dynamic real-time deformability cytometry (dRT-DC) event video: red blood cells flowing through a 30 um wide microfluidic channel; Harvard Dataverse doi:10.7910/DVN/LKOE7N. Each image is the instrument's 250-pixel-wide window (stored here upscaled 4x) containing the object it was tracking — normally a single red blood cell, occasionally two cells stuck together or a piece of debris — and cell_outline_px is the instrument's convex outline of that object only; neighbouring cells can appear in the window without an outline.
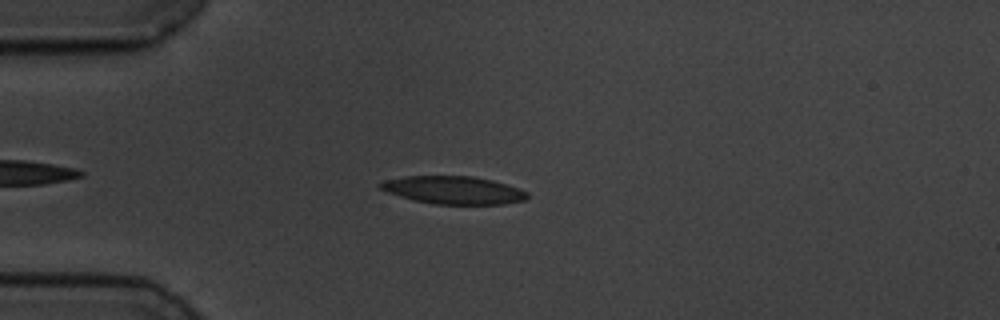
{"species": "common noctule bat (a hibernating species)", "species_latin": "Nyctalus noctula", "temperature_condition": "cold", "stored_images_in_passage": 37, "camera_frame_rate_fps": 3000, "um_per_image_px": 0.085, "animal": {"sex": "male", "body_mass_g": 19.5, "forearm_length_mm": 54.6}, "frame": {"image": 1, "passage_image": 2, "time_ms": 0.333, "image_size_px": [1000, 320], "cell_outline_px": [[528, 200], [504, 204], [432, 204], [400, 196], [388, 192], [380, 188], [376, 184], [384, 180], [404, 176], [472, 176], [492, 180], [520, 188], [528, 192]], "centroid_in_image_um": [38.57, 16.16], "position_along_channel_um": 46.4, "area_um2": 23.93}}
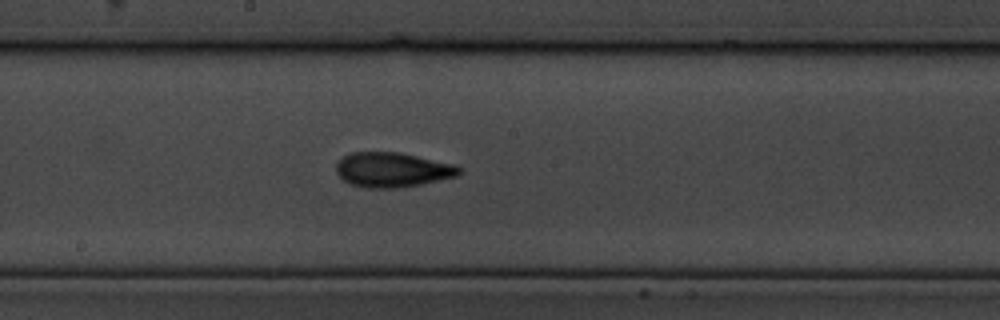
{"frame": {"image": 2, "passage_image": 18, "time_ms": 5.667, "image_size_px": [1000, 320], "cell_outline_px": [[464, 172], [456, 176], [420, 184], [396, 188], [364, 188], [348, 184], [336, 172], [336, 164], [344, 156], [352, 152], [400, 152], [456, 164], [464, 168]], "centroid_in_image_um": [33.39, 14.43], "position_along_channel_um": 214.8, "area_um2": 25.14}}
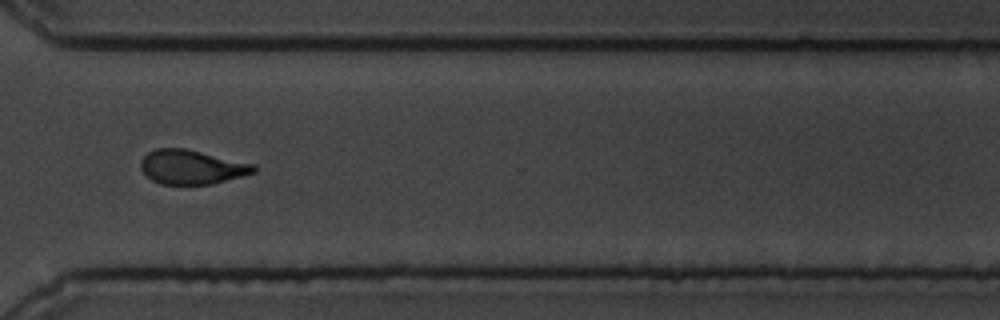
{"frame": {"image": 3, "passage_image": 30, "time_ms": 9.667, "image_size_px": [1000, 320], "cell_outline_px": [[256, 172], [212, 184], [160, 184], [152, 180], [140, 168], [140, 160], [148, 152], [156, 148], [184, 148], [256, 164]], "centroid_in_image_um": [16.29, 14.19], "position_along_channel_um": 354.3, "area_um2": 22.54}, "authors_computed_cell_mechanics": {"area_um2": 23.8136, "velocity_mm_per_s": 3.4993, "shape_relaxation_time_tau1_ms": 3.5181, "shape_relaxation_time_tau2_ms": 3.1363, "deformation_change_tau1": 0.1315, "deformation_change_tau2": 0.1101}}